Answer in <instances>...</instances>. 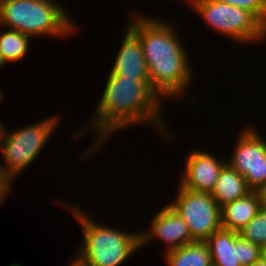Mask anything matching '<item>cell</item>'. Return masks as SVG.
<instances>
[{"label":"cell","mask_w":266,"mask_h":266,"mask_svg":"<svg viewBox=\"0 0 266 266\" xmlns=\"http://www.w3.org/2000/svg\"><path fill=\"white\" fill-rule=\"evenodd\" d=\"M239 236L260 247L266 245V210L260 211L239 231Z\"/></svg>","instance_id":"17"},{"label":"cell","mask_w":266,"mask_h":266,"mask_svg":"<svg viewBox=\"0 0 266 266\" xmlns=\"http://www.w3.org/2000/svg\"><path fill=\"white\" fill-rule=\"evenodd\" d=\"M187 1L211 30L228 36V39L246 44L266 38V27L246 9L217 0Z\"/></svg>","instance_id":"5"},{"label":"cell","mask_w":266,"mask_h":266,"mask_svg":"<svg viewBox=\"0 0 266 266\" xmlns=\"http://www.w3.org/2000/svg\"><path fill=\"white\" fill-rule=\"evenodd\" d=\"M11 180L13 179L4 174L3 170L0 168V203H2L1 201L6 198L8 192L11 191V182H13Z\"/></svg>","instance_id":"19"},{"label":"cell","mask_w":266,"mask_h":266,"mask_svg":"<svg viewBox=\"0 0 266 266\" xmlns=\"http://www.w3.org/2000/svg\"><path fill=\"white\" fill-rule=\"evenodd\" d=\"M69 207L83 227L82 245L72 258L79 266H120L140 249V231L128 233L105 224L103 226L88 217L85 210L78 209L79 206Z\"/></svg>","instance_id":"3"},{"label":"cell","mask_w":266,"mask_h":266,"mask_svg":"<svg viewBox=\"0 0 266 266\" xmlns=\"http://www.w3.org/2000/svg\"><path fill=\"white\" fill-rule=\"evenodd\" d=\"M9 266H21V265L15 263V264H12V265H9Z\"/></svg>","instance_id":"26"},{"label":"cell","mask_w":266,"mask_h":266,"mask_svg":"<svg viewBox=\"0 0 266 266\" xmlns=\"http://www.w3.org/2000/svg\"><path fill=\"white\" fill-rule=\"evenodd\" d=\"M5 64L3 63V61H2V59H1V57H0V69H1V67H3Z\"/></svg>","instance_id":"24"},{"label":"cell","mask_w":266,"mask_h":266,"mask_svg":"<svg viewBox=\"0 0 266 266\" xmlns=\"http://www.w3.org/2000/svg\"><path fill=\"white\" fill-rule=\"evenodd\" d=\"M164 253L168 266H212L206 242L195 241Z\"/></svg>","instance_id":"15"},{"label":"cell","mask_w":266,"mask_h":266,"mask_svg":"<svg viewBox=\"0 0 266 266\" xmlns=\"http://www.w3.org/2000/svg\"><path fill=\"white\" fill-rule=\"evenodd\" d=\"M260 209V194L258 191H251L246 196L221 206V226L239 232Z\"/></svg>","instance_id":"13"},{"label":"cell","mask_w":266,"mask_h":266,"mask_svg":"<svg viewBox=\"0 0 266 266\" xmlns=\"http://www.w3.org/2000/svg\"><path fill=\"white\" fill-rule=\"evenodd\" d=\"M251 12L266 27V0H217Z\"/></svg>","instance_id":"18"},{"label":"cell","mask_w":266,"mask_h":266,"mask_svg":"<svg viewBox=\"0 0 266 266\" xmlns=\"http://www.w3.org/2000/svg\"><path fill=\"white\" fill-rule=\"evenodd\" d=\"M2 98H3V93H2V91L0 90V102L2 101Z\"/></svg>","instance_id":"25"},{"label":"cell","mask_w":266,"mask_h":266,"mask_svg":"<svg viewBox=\"0 0 266 266\" xmlns=\"http://www.w3.org/2000/svg\"><path fill=\"white\" fill-rule=\"evenodd\" d=\"M184 164L179 185L184 189L211 194L226 162L211 153L195 149L188 154Z\"/></svg>","instance_id":"11"},{"label":"cell","mask_w":266,"mask_h":266,"mask_svg":"<svg viewBox=\"0 0 266 266\" xmlns=\"http://www.w3.org/2000/svg\"><path fill=\"white\" fill-rule=\"evenodd\" d=\"M4 130H5V128L3 127L2 123H0V151H1V146H2V139H3Z\"/></svg>","instance_id":"22"},{"label":"cell","mask_w":266,"mask_h":266,"mask_svg":"<svg viewBox=\"0 0 266 266\" xmlns=\"http://www.w3.org/2000/svg\"><path fill=\"white\" fill-rule=\"evenodd\" d=\"M153 238L164 240L166 252L195 242L191 237L187 224L169 204L155 214L150 228H147L144 232L140 231L141 248L143 244L152 241Z\"/></svg>","instance_id":"10"},{"label":"cell","mask_w":266,"mask_h":266,"mask_svg":"<svg viewBox=\"0 0 266 266\" xmlns=\"http://www.w3.org/2000/svg\"><path fill=\"white\" fill-rule=\"evenodd\" d=\"M161 98L148 79H129L109 72L94 118L85 126L86 129H78L72 136L74 139L80 138L81 135H86L87 129L96 131L98 138L95 145L85 155L94 154L114 132L144 122L153 125L159 134L165 135L170 141L172 134H169L170 130L166 129L169 127L165 126L161 116Z\"/></svg>","instance_id":"1"},{"label":"cell","mask_w":266,"mask_h":266,"mask_svg":"<svg viewBox=\"0 0 266 266\" xmlns=\"http://www.w3.org/2000/svg\"><path fill=\"white\" fill-rule=\"evenodd\" d=\"M261 258L266 261V245L261 247Z\"/></svg>","instance_id":"23"},{"label":"cell","mask_w":266,"mask_h":266,"mask_svg":"<svg viewBox=\"0 0 266 266\" xmlns=\"http://www.w3.org/2000/svg\"><path fill=\"white\" fill-rule=\"evenodd\" d=\"M250 266H266V261L260 258L257 262L253 263Z\"/></svg>","instance_id":"21"},{"label":"cell","mask_w":266,"mask_h":266,"mask_svg":"<svg viewBox=\"0 0 266 266\" xmlns=\"http://www.w3.org/2000/svg\"><path fill=\"white\" fill-rule=\"evenodd\" d=\"M251 191L244 177L226 163L220 171L211 195L221 207L246 196Z\"/></svg>","instance_id":"14"},{"label":"cell","mask_w":266,"mask_h":266,"mask_svg":"<svg viewBox=\"0 0 266 266\" xmlns=\"http://www.w3.org/2000/svg\"><path fill=\"white\" fill-rule=\"evenodd\" d=\"M258 192L261 198V208L266 210V186L261 188Z\"/></svg>","instance_id":"20"},{"label":"cell","mask_w":266,"mask_h":266,"mask_svg":"<svg viewBox=\"0 0 266 266\" xmlns=\"http://www.w3.org/2000/svg\"><path fill=\"white\" fill-rule=\"evenodd\" d=\"M178 187L177 197L169 205L187 224L193 240L205 242L222 227L221 207L209 193Z\"/></svg>","instance_id":"7"},{"label":"cell","mask_w":266,"mask_h":266,"mask_svg":"<svg viewBox=\"0 0 266 266\" xmlns=\"http://www.w3.org/2000/svg\"><path fill=\"white\" fill-rule=\"evenodd\" d=\"M244 128L226 163L244 177L252 191H259L266 186V140L254 126Z\"/></svg>","instance_id":"8"},{"label":"cell","mask_w":266,"mask_h":266,"mask_svg":"<svg viewBox=\"0 0 266 266\" xmlns=\"http://www.w3.org/2000/svg\"><path fill=\"white\" fill-rule=\"evenodd\" d=\"M110 73L129 79H150L140 38L127 26Z\"/></svg>","instance_id":"12"},{"label":"cell","mask_w":266,"mask_h":266,"mask_svg":"<svg viewBox=\"0 0 266 266\" xmlns=\"http://www.w3.org/2000/svg\"><path fill=\"white\" fill-rule=\"evenodd\" d=\"M30 36L16 30L0 32V57L4 64L18 62L26 57Z\"/></svg>","instance_id":"16"},{"label":"cell","mask_w":266,"mask_h":266,"mask_svg":"<svg viewBox=\"0 0 266 266\" xmlns=\"http://www.w3.org/2000/svg\"><path fill=\"white\" fill-rule=\"evenodd\" d=\"M129 18L127 26L140 38L153 88L163 99L184 96L193 73L178 30L172 24L151 16H137L135 13Z\"/></svg>","instance_id":"2"},{"label":"cell","mask_w":266,"mask_h":266,"mask_svg":"<svg viewBox=\"0 0 266 266\" xmlns=\"http://www.w3.org/2000/svg\"><path fill=\"white\" fill-rule=\"evenodd\" d=\"M205 242L212 266H250L261 258V247L243 240L236 231L221 227Z\"/></svg>","instance_id":"9"},{"label":"cell","mask_w":266,"mask_h":266,"mask_svg":"<svg viewBox=\"0 0 266 266\" xmlns=\"http://www.w3.org/2000/svg\"><path fill=\"white\" fill-rule=\"evenodd\" d=\"M58 120L59 116L48 117L11 133H7L8 130L5 129L1 154L6 165L0 164L3 173L15 180L23 170L35 162L57 128Z\"/></svg>","instance_id":"6"},{"label":"cell","mask_w":266,"mask_h":266,"mask_svg":"<svg viewBox=\"0 0 266 266\" xmlns=\"http://www.w3.org/2000/svg\"><path fill=\"white\" fill-rule=\"evenodd\" d=\"M65 7L56 0H0V26L34 36H66L76 31Z\"/></svg>","instance_id":"4"}]
</instances>
